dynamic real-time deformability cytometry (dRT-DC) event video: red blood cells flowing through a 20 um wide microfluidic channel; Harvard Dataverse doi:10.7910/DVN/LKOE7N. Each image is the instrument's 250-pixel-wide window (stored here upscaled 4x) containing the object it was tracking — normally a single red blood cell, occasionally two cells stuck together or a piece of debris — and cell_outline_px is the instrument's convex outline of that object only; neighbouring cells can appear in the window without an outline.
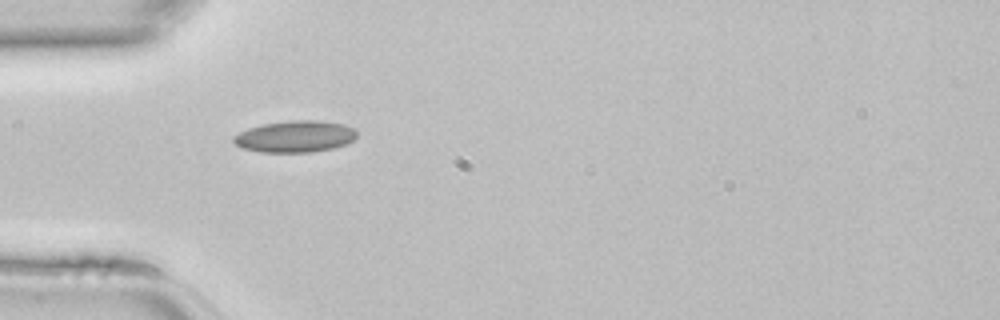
{"species": "common noctule bat (a hibernating species)", "species_latin": "Nyctalus noctula", "temperature_condition": "room temperature", "stored_images_in_passage": 32, "camera_frame_rate_fps": 3000, "um_per_image_px": 0.085, "animal": {"sex": "female", "body_mass_g": 22.7, "forearm_length_mm": 54.2}, "frame": {"image": 1, "passage_image": 1, "time_ms": 0.0, "image_size_px": [1000, 320], "cell_outline_px": [[356, 136], [352, 140], [344, 144], [332, 148], [312, 152], [260, 152], [240, 148], [232, 140], [232, 136], [248, 128], [264, 124], [292, 120], [320, 120], [344, 124], [352, 128], [356, 132]], "centroid_in_image_um": [25.04, 11.6], "position_along_channel_um": 60.0, "area_um2": 22.66}}
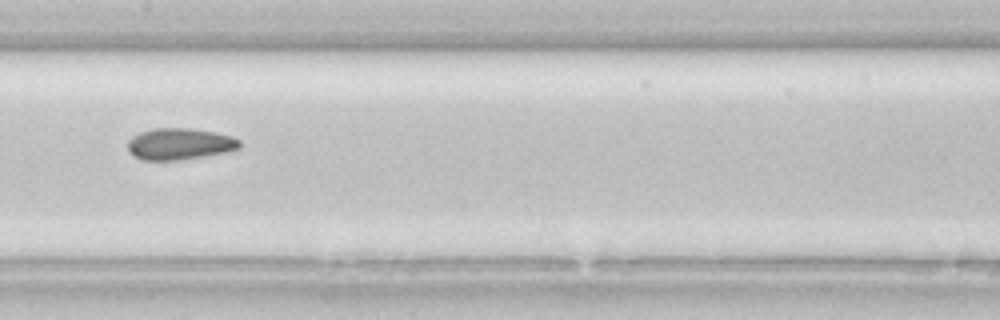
{"frame": {"image": 2, "passage_image": 10, "time_ms": 3.0, "image_size_px": [1000, 320], "cell_outline_px": [[240, 148], [224, 152], [176, 160], [144, 160], [132, 156], [128, 152], [128, 140], [132, 136], [140, 132], [152, 128], [188, 128], [216, 132], [232, 136], [240, 140]], "centroid_in_image_um": [15.23, 12.22], "position_along_channel_um": 192.2, "area_um2": 20.52}}